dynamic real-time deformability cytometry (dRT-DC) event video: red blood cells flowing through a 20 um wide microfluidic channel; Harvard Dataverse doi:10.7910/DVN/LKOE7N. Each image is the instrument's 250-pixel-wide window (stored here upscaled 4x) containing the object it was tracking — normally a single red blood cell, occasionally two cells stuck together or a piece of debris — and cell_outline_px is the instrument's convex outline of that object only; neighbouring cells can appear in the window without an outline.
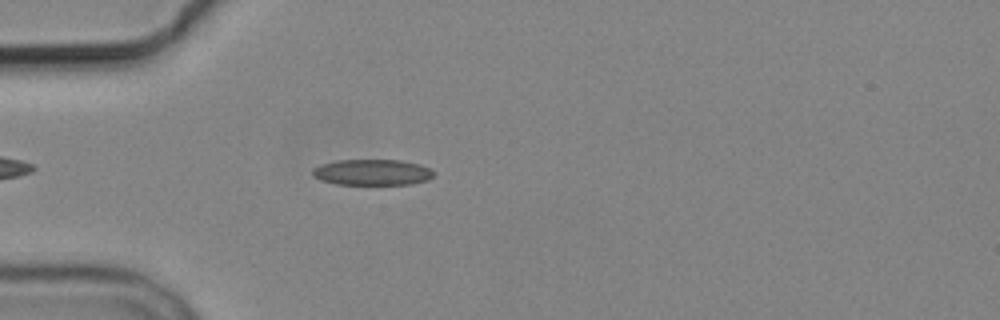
{"species": "common noctule bat (a hibernating species)", "species_latin": "Nyctalus noctula", "temperature_condition": "cold", "stored_images_in_passage": 5, "camera_frame_rate_fps": 3000, "um_per_image_px": 0.085, "animal": {"sex": "male", "body_mass_g": 19.2, "forearm_length_mm": 51.8}, "frame": {"image": 1, "passage_image": 5, "time_ms": 4.667, "image_size_px": [1000, 320], "cell_outline_px": [[432, 176], [428, 180], [412, 184], [336, 184], [320, 180], [312, 176], [312, 168], [320, 164], [336, 160], [400, 160], [420, 164], [432, 168]], "centroid_in_image_um": [31.61, 14.64], "position_along_channel_um": 53.4, "area_um2": 18.44}}